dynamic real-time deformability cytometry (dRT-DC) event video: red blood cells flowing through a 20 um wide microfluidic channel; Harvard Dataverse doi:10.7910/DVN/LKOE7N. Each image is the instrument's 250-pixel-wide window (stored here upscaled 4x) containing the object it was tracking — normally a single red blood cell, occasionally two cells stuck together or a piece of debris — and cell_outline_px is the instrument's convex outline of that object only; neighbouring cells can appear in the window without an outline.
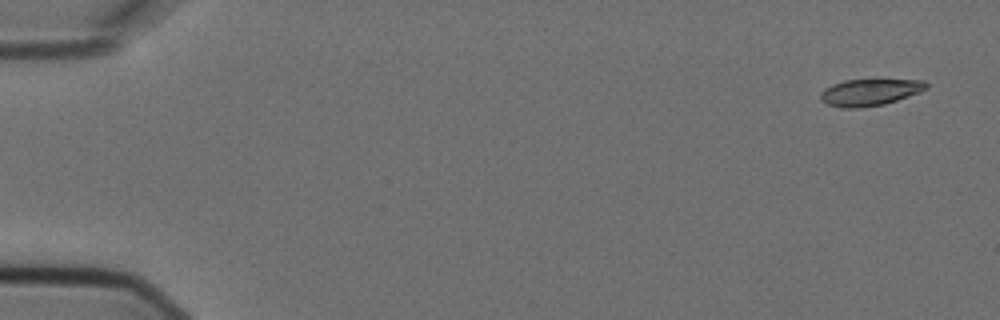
{"species": "Egyptian fruit bat (a non-hibernating species)", "species_latin": "Rousettus aegyptiacus", "temperature_condition": "cold", "stored_images_in_passage": 6, "camera_frame_rate_fps": 3000, "um_per_image_px": 0.085, "animal": {"sex": "female"}, "frame": {"image": 1, "passage_image": 1, "time_ms": 0.0, "image_size_px": [1000, 320], "cell_outline_px": [[928, 88], [920, 92], [884, 104], [856, 108], [840, 108], [828, 104], [820, 100], [820, 92], [824, 88], [832, 84], [844, 80], [924, 80], [928, 84]], "centroid_in_image_um": [73.9, 7.84], "position_along_channel_um": 11.1, "area_um2": 16.42}}
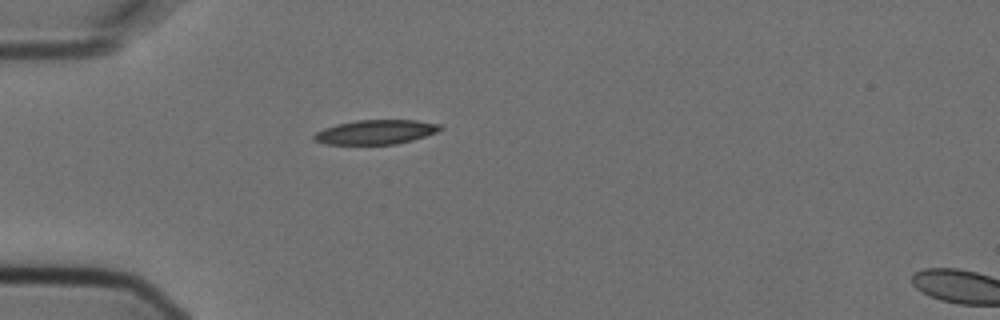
{"frame": {"image": 2, "passage_image": 5, "time_ms": 1.333, "image_size_px": [1000, 320], "cell_outline_px": [[444, 128], [436, 132], [412, 140], [396, 144], [324, 144], [312, 140], [312, 136], [316, 132], [324, 128], [336, 124], [356, 120], [416, 120], [440, 124]], "centroid_in_image_um": [31.91, 11.22], "position_along_channel_um": 53.1, "area_um2": 17.98}}